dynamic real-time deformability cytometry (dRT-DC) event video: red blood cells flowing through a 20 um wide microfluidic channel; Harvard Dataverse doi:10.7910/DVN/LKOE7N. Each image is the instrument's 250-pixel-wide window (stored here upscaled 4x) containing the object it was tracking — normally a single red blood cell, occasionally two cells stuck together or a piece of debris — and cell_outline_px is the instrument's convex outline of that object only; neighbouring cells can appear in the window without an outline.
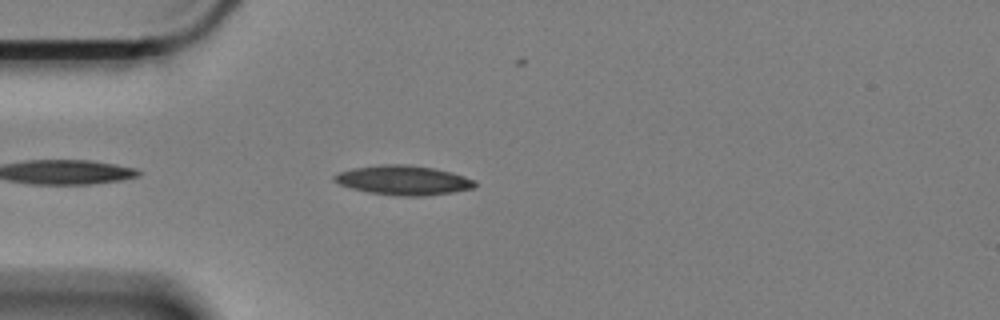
{"species": "Egyptian fruit bat (a non-hibernating species)", "species_latin": "Rousettus aegyptiacus", "temperature_condition": "cold", "stored_images_in_passage": 23, "camera_frame_rate_fps": 3000, "um_per_image_px": 0.085, "animal": {"sex": "female"}, "frame": {"image": 1, "passage_image": 4, "time_ms": 1.0, "image_size_px": [1000, 320], "cell_outline_px": [[476, 188], [452, 192], [420, 196], [400, 196], [372, 192], [352, 188], [340, 184], [332, 180], [332, 176], [340, 172], [352, 168], [384, 164], [404, 164], [432, 168], [464, 176], [476, 180]], "centroid_in_image_um": [34.29, 15.31], "position_along_channel_um": 50.7, "area_um2": 23.81}}
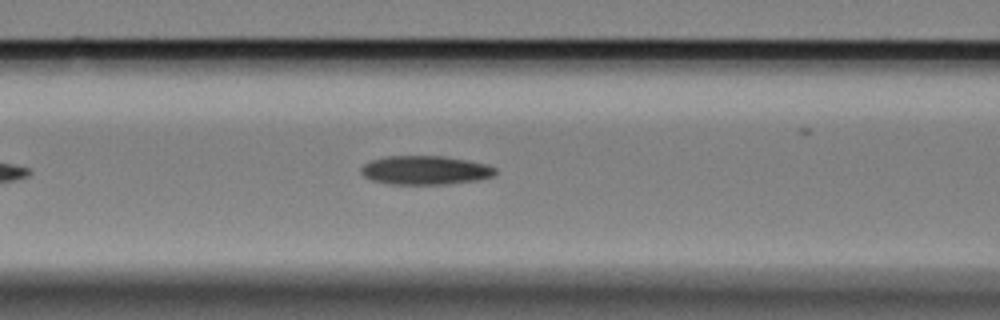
{"frame": {"image": 2, "passage_image": 12, "time_ms": 3.667, "image_size_px": [1000, 320], "cell_outline_px": [[496, 172], [492, 176], [476, 180], [448, 184], [392, 184], [372, 180], [364, 176], [360, 172], [360, 168], [364, 164], [372, 160], [388, 156], [444, 156], [468, 160], [488, 164], [496, 168]], "centroid_in_image_um": [36.15, 14.46], "position_along_channel_um": 130.4, "area_um2": 22.54}}
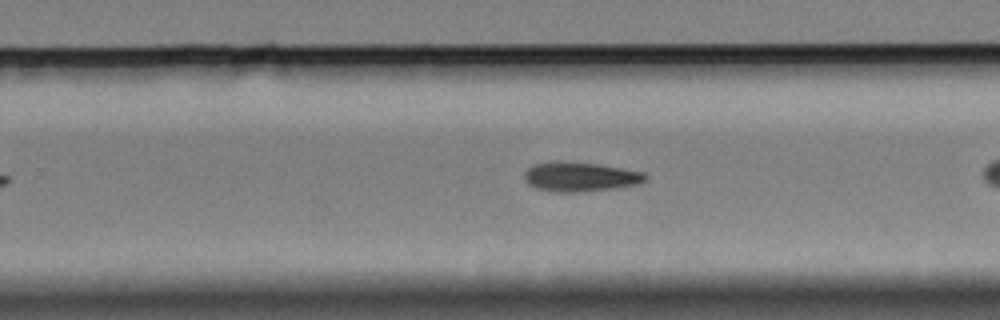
{"frame": {"image": 3, "passage_image": 22, "time_ms": 7.0, "image_size_px": [1000, 320], "cell_outline_px": [[648, 176], [644, 180], [636, 184], [612, 188], [576, 192], [556, 192], [536, 188], [528, 184], [524, 176], [524, 172], [532, 164], [552, 160], [556, 160], [596, 164], [644, 172]], "centroid_in_image_um": [49.24, 15.01], "position_along_channel_um": 280.6, "area_um2": 20.63}}